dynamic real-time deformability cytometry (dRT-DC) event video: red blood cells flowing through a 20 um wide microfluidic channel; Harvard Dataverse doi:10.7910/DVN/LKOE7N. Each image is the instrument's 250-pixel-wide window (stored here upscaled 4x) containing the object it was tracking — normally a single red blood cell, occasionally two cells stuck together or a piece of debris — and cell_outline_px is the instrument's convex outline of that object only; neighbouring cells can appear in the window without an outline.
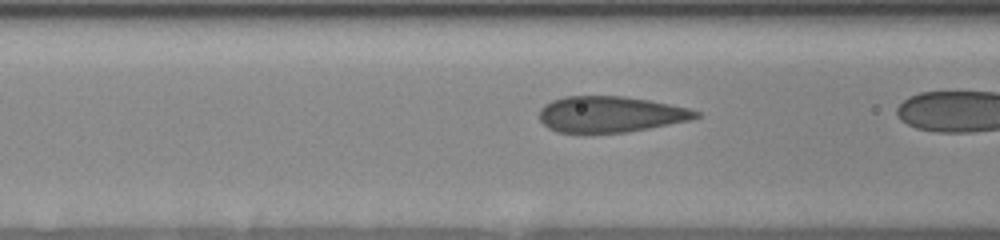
{"species": "human", "species_latin": "Homo sapiens", "temperature_condition": "room temperature", "stored_images_in_passage": 52, "camera_frame_rate_fps": 3000, "um_per_image_px": 0.085, "donor": {"sex": "female"}, "frame": {"image": 1, "passage_image": 10, "time_ms": 1.0, "image_size_px": [1000, 240], "cell_outline_px": [[700, 116], [692, 120], [628, 132], [580, 136], [556, 132], [548, 128], [540, 120], [540, 108], [544, 104], [552, 100], [564, 96], [624, 96], [648, 100], [688, 108], [700, 112]], "centroid_in_image_um": [51.82, 9.76], "position_along_channel_um": 114.8, "area_um2": 33.81}}